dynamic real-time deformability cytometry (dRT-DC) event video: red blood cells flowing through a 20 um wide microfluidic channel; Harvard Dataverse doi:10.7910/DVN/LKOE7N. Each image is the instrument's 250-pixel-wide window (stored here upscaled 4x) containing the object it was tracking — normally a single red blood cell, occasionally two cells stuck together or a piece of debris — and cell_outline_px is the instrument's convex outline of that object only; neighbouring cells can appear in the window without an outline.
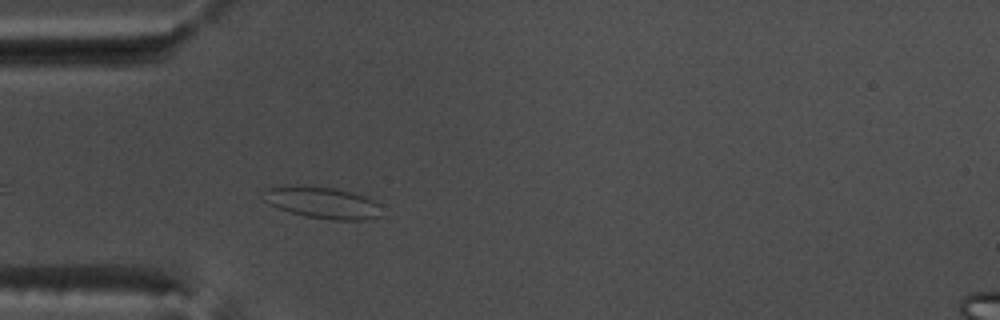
{"species": "common noctule bat (a hibernating species)", "species_latin": "Nyctalus noctula", "temperature_condition": "warm", "stored_images_in_passage": 12, "camera_frame_rate_fps": 3000, "um_per_image_px": 0.085, "animal": {"sex": "male", "body_mass_g": 17.5, "forearm_length_mm": 52.3}, "frame": {"image": 1, "passage_image": 4, "time_ms": 1.0, "image_size_px": [1000, 320], "cell_outline_px": [[380, 216], [364, 220], [332, 220], [304, 216], [268, 204], [264, 200], [260, 192], [264, 188], [284, 184], [292, 184], [336, 188], [352, 192], [376, 200], [380, 204]], "centroid_in_image_um": [27.34, 17.19], "position_along_channel_um": 57.7, "area_um2": 22.37}}